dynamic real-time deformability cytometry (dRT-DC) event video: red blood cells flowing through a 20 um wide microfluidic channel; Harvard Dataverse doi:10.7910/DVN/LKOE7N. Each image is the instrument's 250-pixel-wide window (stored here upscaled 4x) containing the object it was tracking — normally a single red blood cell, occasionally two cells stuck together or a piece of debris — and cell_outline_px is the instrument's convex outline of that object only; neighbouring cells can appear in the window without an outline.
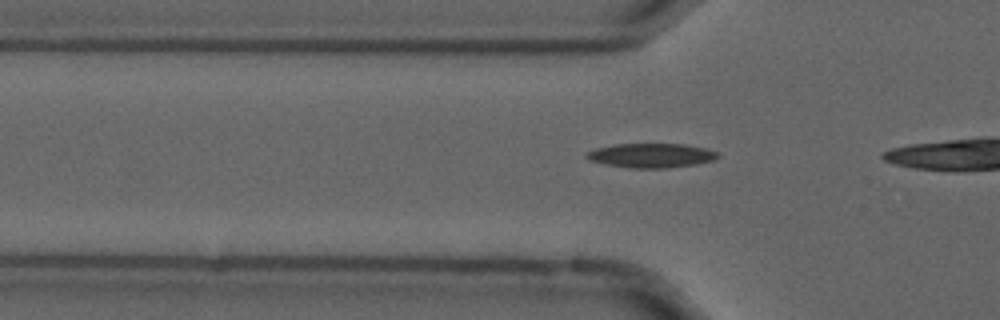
{"species": "common noctule bat (a hibernating species)", "species_latin": "Nyctalus noctula", "temperature_condition": "cold", "stored_images_in_passage": 14, "camera_frame_rate_fps": 3000, "um_per_image_px": 0.085, "animal": {"sex": "male", "forearm_length_mm": 52.5}, "frame": {"image": 1, "passage_image": 12, "time_ms": 3.667, "image_size_px": [1000, 320], "cell_outline_px": [[720, 156], [712, 160], [696, 164], [668, 168], [628, 168], [604, 164], [588, 160], [584, 156], [588, 152], [596, 148], [616, 144], [684, 144], [704, 148], [716, 152]], "centroid_in_image_um": [55.31, 13.22], "position_along_channel_um": 70.5, "area_um2": 18.55}}